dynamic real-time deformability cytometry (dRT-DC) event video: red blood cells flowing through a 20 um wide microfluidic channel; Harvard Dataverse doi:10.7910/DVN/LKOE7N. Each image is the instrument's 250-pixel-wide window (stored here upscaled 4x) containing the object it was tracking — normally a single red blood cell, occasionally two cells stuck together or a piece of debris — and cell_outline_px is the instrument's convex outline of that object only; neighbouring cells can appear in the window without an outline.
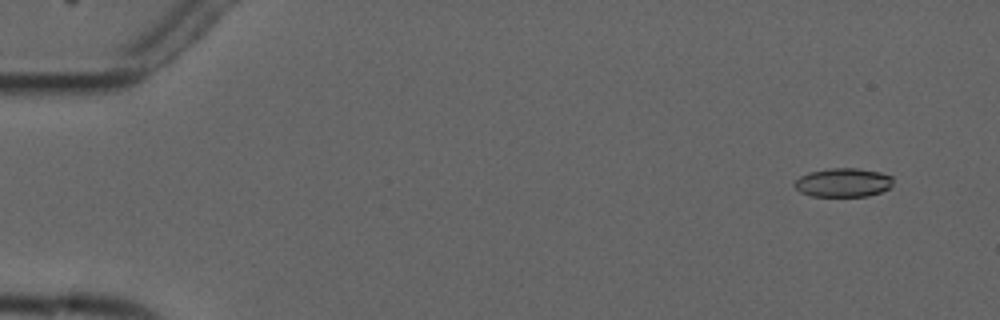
{"species": "common noctule bat (a hibernating species)", "species_latin": "Nyctalus noctula", "temperature_condition": "cold", "stored_images_in_passage": 9, "camera_frame_rate_fps": 3000, "um_per_image_px": 0.085, "animal": {"sex": "male", "forearm_length_mm": 52.5}, "frame": {"image": 1, "passage_image": 1, "time_ms": 0.0, "image_size_px": [1000, 320], "cell_outline_px": [[892, 188], [868, 196], [812, 196], [800, 192], [792, 184], [800, 176], [808, 172], [828, 168], [856, 168], [880, 172], [892, 176]], "centroid_in_image_um": [71.67, 15.51], "position_along_channel_um": 13.3, "area_um2": 16.7}}
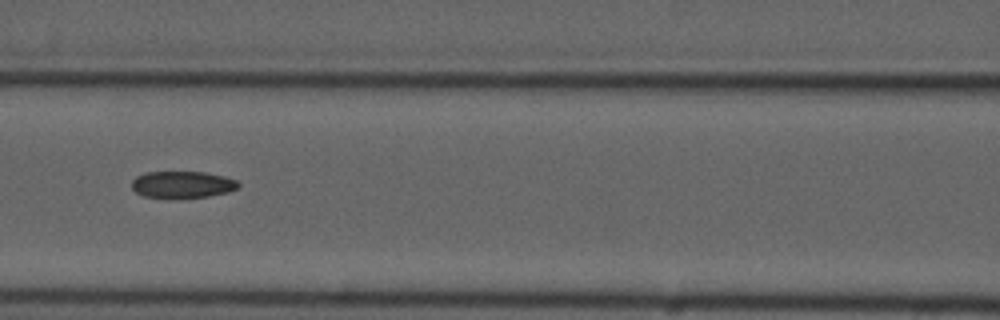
{"frame": {"image": 2, "passage_image": 7, "time_ms": 7.0, "image_size_px": [1000, 320], "cell_outline_px": [[240, 188], [228, 192], [208, 196], [176, 200], [144, 196], [136, 192], [132, 188], [132, 180], [136, 176], [144, 172], [204, 172], [224, 176], [236, 180], [240, 184]], "centroid_in_image_um": [15.5, 15.71], "position_along_channel_um": 151.1, "area_um2": 17.17}}
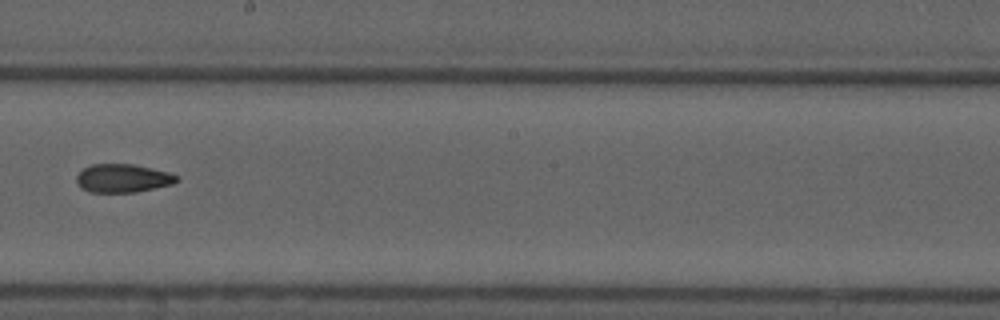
{"frame": {"image": 3, "passage_image": 9, "time_ms": 9.333, "image_size_px": [1000, 320], "cell_outline_px": [[180, 180], [172, 184], [136, 192], [88, 192], [80, 188], [76, 180], [76, 176], [84, 168], [92, 164], [132, 164], [152, 168], [168, 172], [180, 176]], "centroid_in_image_um": [10.45, 15.15], "position_along_channel_um": 237.8, "area_um2": 16.65}}